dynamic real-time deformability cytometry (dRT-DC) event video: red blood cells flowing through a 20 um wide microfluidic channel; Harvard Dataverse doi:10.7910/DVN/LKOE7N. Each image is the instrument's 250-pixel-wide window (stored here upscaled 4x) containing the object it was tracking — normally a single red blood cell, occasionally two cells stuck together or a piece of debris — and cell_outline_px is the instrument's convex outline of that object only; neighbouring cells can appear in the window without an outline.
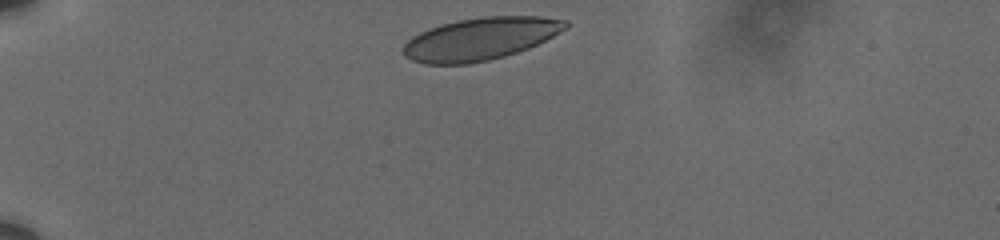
{"species": "human", "species_latin": "Homo sapiens", "temperature_condition": "cold", "stored_images_in_passage": 19, "camera_frame_rate_fps": 3000, "um_per_image_px": 0.085, "donor": {"sex": "male"}, "frame": {"image": 1, "passage_image": 1, "time_ms": 0.0, "image_size_px": [1000, 240], "cell_outline_px": [[568, 28], [528, 48], [504, 56], [488, 60], [468, 64], [424, 64], [412, 60], [404, 56], [404, 44], [412, 36], [428, 28], [440, 24], [456, 20], [484, 16], [540, 16], [568, 20]], "centroid_in_image_um": [40.81, 3.29], "position_along_channel_um": 44.2, "area_um2": 40.17}}
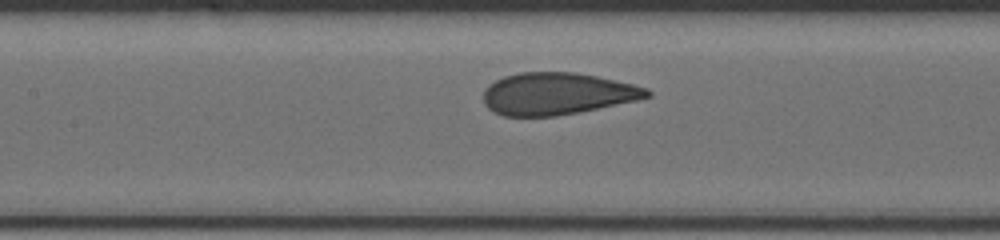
{"frame": {"image": 2, "passage_image": 14, "time_ms": 4.333, "image_size_px": [1000, 240], "cell_outline_px": [[652, 96], [636, 100], [580, 112], [556, 116], [504, 116], [492, 112], [484, 104], [484, 88], [488, 84], [504, 76], [520, 72], [576, 72], [596, 76], [632, 84], [648, 88], [652, 92]], "centroid_in_image_um": [47.33, 7.97], "position_along_channel_um": 160.1, "area_um2": 40.23}}
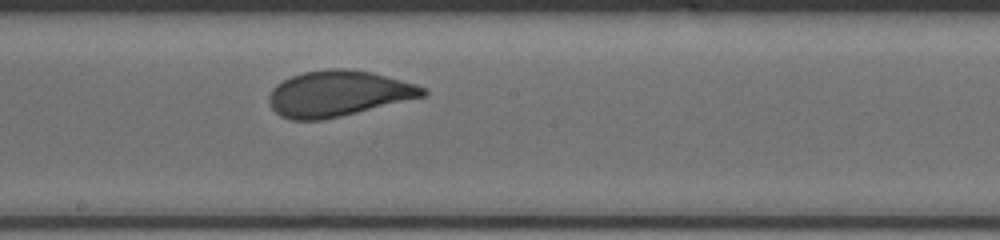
{"frame": {"image": 3, "passage_image": 19, "time_ms": 6.0, "image_size_px": [1000, 240], "cell_outline_px": [[428, 92], [424, 96], [340, 116], [320, 120], [292, 120], [280, 116], [272, 108], [268, 100], [268, 96], [272, 88], [276, 84], [292, 76], [304, 72], [328, 68], [344, 68], [372, 72], [416, 84], [424, 88]], "centroid_in_image_um": [28.71, 7.94], "position_along_channel_um": 219.5, "area_um2": 40.75}}